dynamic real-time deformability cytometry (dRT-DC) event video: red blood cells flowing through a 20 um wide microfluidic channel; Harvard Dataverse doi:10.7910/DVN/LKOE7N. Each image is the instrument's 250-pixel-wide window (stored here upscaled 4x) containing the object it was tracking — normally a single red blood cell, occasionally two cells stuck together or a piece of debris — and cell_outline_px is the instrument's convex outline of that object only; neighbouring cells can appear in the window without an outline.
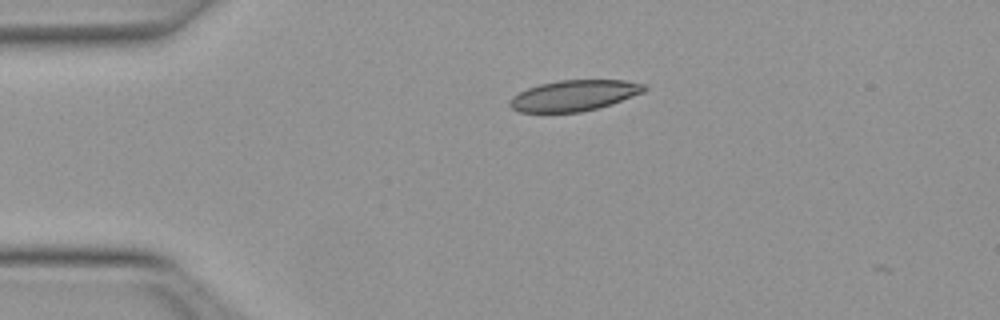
{"species": "Egyptian fruit bat (a non-hibernating species)", "species_latin": "Rousettus aegyptiacus", "temperature_condition": "warm", "stored_images_in_passage": 2, "camera_frame_rate_fps": 3000, "um_per_image_px": 0.085, "animal": {"sex": "female"}, "frame": {"image": 1, "passage_image": 1, "time_ms": 0.0, "image_size_px": [1000, 320], "cell_outline_px": [[648, 88], [644, 92], [612, 104], [580, 112], [520, 112], [512, 108], [508, 104], [508, 100], [512, 96], [528, 88], [540, 84], [560, 80], [624, 80], [648, 84]], "centroid_in_image_um": [48.82, 8.11], "position_along_channel_um": 36.2, "area_um2": 24.22}}